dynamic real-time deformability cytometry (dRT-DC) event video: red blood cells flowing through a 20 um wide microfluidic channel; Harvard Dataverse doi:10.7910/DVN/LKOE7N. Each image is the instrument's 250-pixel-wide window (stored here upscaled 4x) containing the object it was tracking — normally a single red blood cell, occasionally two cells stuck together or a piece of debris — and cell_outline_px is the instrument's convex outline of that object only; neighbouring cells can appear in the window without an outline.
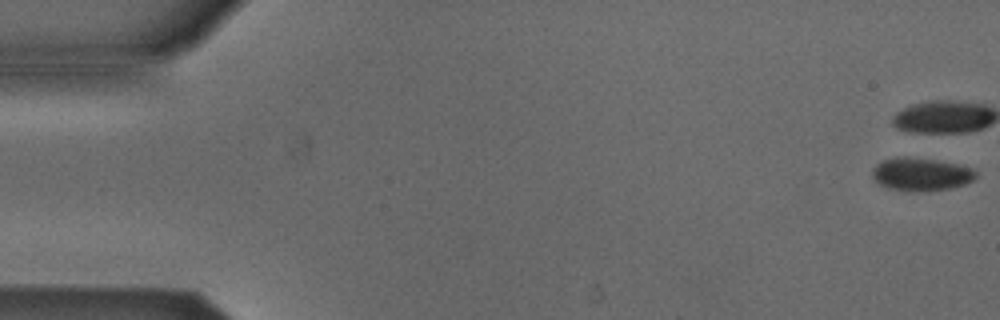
{"species": "Egyptian fruit bat (a non-hibernating species)", "species_latin": "Rousettus aegyptiacus", "temperature_condition": "cold", "stored_images_in_passage": 13, "camera_frame_rate_fps": 3000, "um_per_image_px": 0.085, "animal": {"sex": "male"}, "frame": {"image": 1, "passage_image": 1, "time_ms": 0.0, "image_size_px": [1000, 320], "cell_outline_px": [[976, 176], [972, 180], [964, 184], [948, 188], [928, 192], [908, 192], [888, 188], [880, 184], [872, 176], [872, 172], [876, 164], [884, 160], [904, 156], [932, 160], [956, 164], [972, 168], [976, 172]], "centroid_in_image_um": [78.27, 14.84], "position_along_channel_um": 6.7, "area_um2": 19.77}}